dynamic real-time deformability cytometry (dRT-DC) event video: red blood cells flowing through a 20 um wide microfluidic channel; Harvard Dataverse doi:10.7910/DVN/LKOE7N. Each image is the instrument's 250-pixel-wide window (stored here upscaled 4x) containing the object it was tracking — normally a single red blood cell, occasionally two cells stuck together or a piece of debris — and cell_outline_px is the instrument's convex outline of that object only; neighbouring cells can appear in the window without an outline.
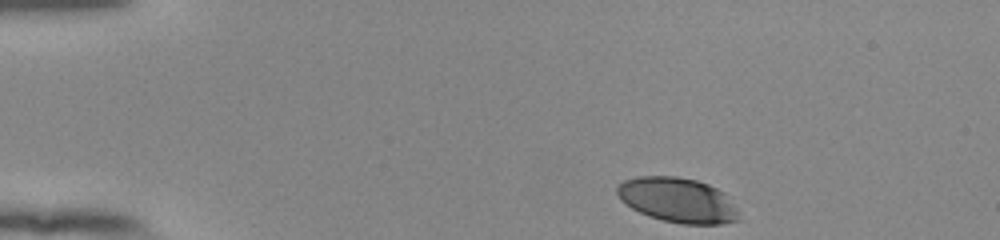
{"species": "human", "species_latin": "Homo sapiens", "temperature_condition": "room temperature", "stored_images_in_passage": 40, "camera_frame_rate_fps": 3000, "um_per_image_px": 0.085, "donor": {"sex": "female"}, "frame": {"image": 1, "passage_image": 1, "time_ms": 0.0, "image_size_px": [1000, 240], "cell_outline_px": [[740, 220], [720, 224], [680, 224], [648, 216], [632, 208], [620, 200], [616, 192], [616, 188], [624, 180], [636, 176], [676, 176], [696, 180], [708, 184], [724, 192], [736, 208]], "centroid_in_image_um": [57.59, 17.0], "position_along_channel_um": 27.4, "area_um2": 31.85}}
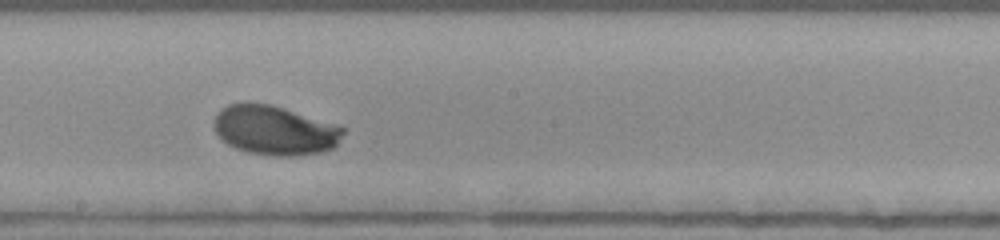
{"frame": {"image": 2, "passage_image": 23, "time_ms": 7.333, "image_size_px": [1000, 240], "cell_outline_px": [[348, 128], [336, 144], [332, 148], [320, 152], [296, 156], [272, 156], [248, 152], [236, 148], [228, 144], [216, 132], [216, 112], [220, 108], [228, 104], [272, 104]], "centroid_in_image_um": [23.39, 11.08], "position_along_channel_um": 224.8, "area_um2": 36.82}}
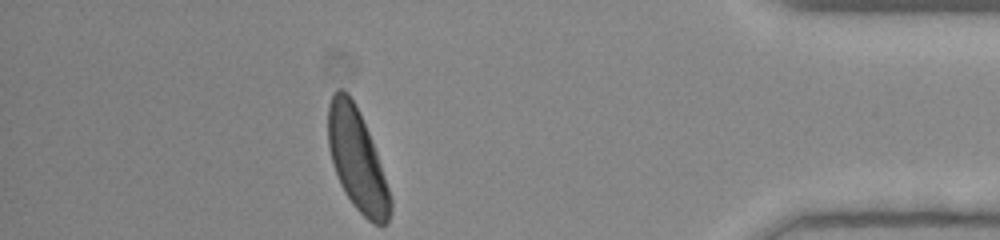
{"frame": {"image": 3, "passage_image": 40, "time_ms": 13.0, "image_size_px": [1000, 240], "cell_outline_px": [[392, 212], [388, 224], [372, 224], [352, 204], [344, 192], [340, 184], [332, 160], [328, 144], [328, 104], [332, 92], [336, 88], [344, 88], [348, 92], [356, 104], [368, 132], [376, 152], [392, 200]], "centroid_in_image_um": [30.34, 13.56], "position_along_channel_um": 404.9, "area_um2": 36.76}, "authors_computed_cell_mechanics": {"area_um2": 36.125, "velocity_mm_per_s": 3.8698, "shape_relaxation_time_tau1_ms": 2.7792, "shape_relaxation_time_tau2_ms": null, "deformation_change_tau1": 0.1368, "deformation_change_tau2": null}}